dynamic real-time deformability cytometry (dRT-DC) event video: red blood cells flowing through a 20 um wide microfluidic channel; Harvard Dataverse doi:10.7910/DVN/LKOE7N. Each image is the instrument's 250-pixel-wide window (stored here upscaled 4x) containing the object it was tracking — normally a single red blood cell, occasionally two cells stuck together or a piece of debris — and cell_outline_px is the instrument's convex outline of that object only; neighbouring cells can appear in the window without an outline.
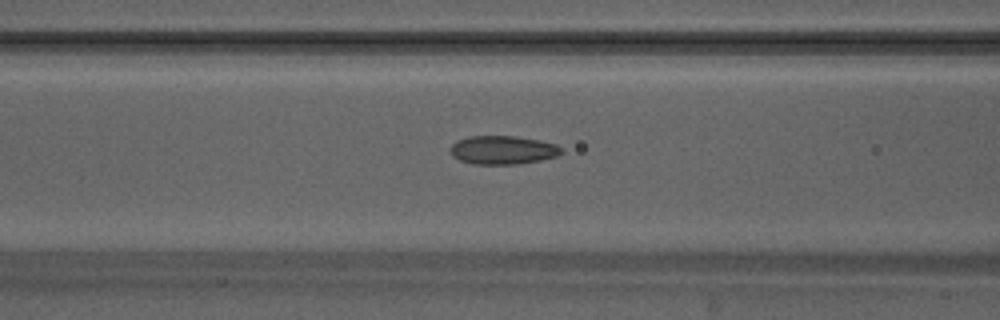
{"species": "Egyptian fruit bat (a non-hibernating species)", "species_latin": "Rousettus aegyptiacus", "temperature_condition": "warm", "stored_images_in_passage": 42, "camera_frame_rate_fps": 3000, "um_per_image_px": 0.085, "animal": {"sex": "male"}, "frame": {"image": 1, "passage_image": 13, "time_ms": 4.0, "image_size_px": [1000, 320], "cell_outline_px": [[564, 152], [556, 156], [540, 160], [516, 164], [472, 164], [460, 160], [452, 156], [448, 148], [456, 140], [468, 136], [516, 136], [556, 144], [564, 148]], "centroid_in_image_um": [42.71, 12.75], "position_along_channel_um": 123.9, "area_um2": 18.61}}
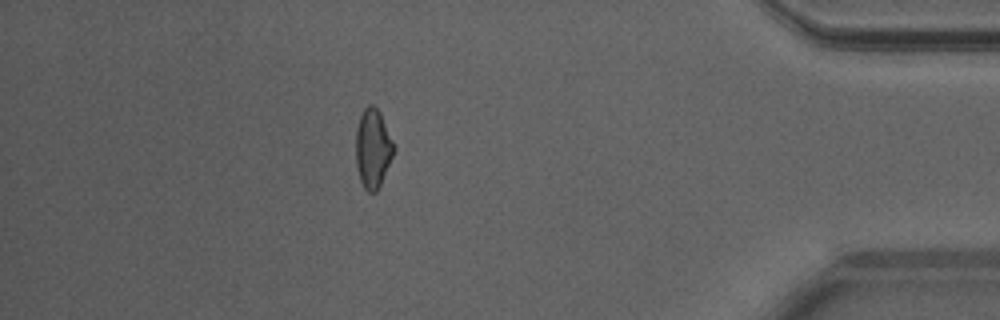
{"frame": {"image": 2, "passage_image": 36, "time_ms": 11.667, "image_size_px": [1000, 320], "cell_outline_px": [[396, 148], [380, 184], [376, 192], [368, 192], [364, 188], [360, 180], [356, 168], [356, 128], [360, 116], [364, 108], [368, 104], [372, 104], [380, 112]], "centroid_in_image_um": [31.68, 12.6], "position_along_channel_um": 403.5, "area_um2": 17.46}, "authors_computed_cell_mechanics": {"area_um2": 17.9469, "velocity_mm_per_s": 4.2227, "shape_relaxation_time_tau1_ms": null, "shape_relaxation_time_tau2_ms": 2.2429, "deformation_change_tau1": null, "deformation_change_tau2": 0.088}}